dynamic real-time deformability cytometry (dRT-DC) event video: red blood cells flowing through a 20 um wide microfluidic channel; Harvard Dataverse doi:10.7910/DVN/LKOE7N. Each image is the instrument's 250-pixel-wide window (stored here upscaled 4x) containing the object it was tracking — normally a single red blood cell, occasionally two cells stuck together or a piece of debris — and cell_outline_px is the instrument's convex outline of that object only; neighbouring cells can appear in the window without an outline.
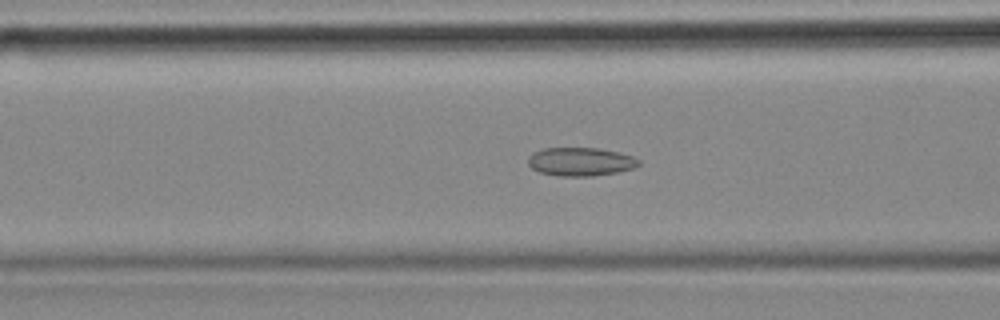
{"species": "common noctule bat (a hibernating species)", "species_latin": "Nyctalus noctula", "temperature_condition": "cold", "stored_images_in_passage": 56, "camera_frame_rate_fps": 3000, "um_per_image_px": 0.085, "animal": {"sex": "female", "body_mass_g": 18.4}, "frame": {"image": 1, "passage_image": 21, "time_ms": 6.667, "image_size_px": [1000, 320], "cell_outline_px": [[640, 164], [632, 168], [616, 172], [592, 176], [560, 176], [540, 172], [532, 168], [528, 164], [528, 156], [532, 152], [544, 148], [596, 148], [620, 152], [632, 156], [640, 160]], "centroid_in_image_um": [49.32, 13.73], "position_along_channel_um": 117.3, "area_um2": 18.32}}
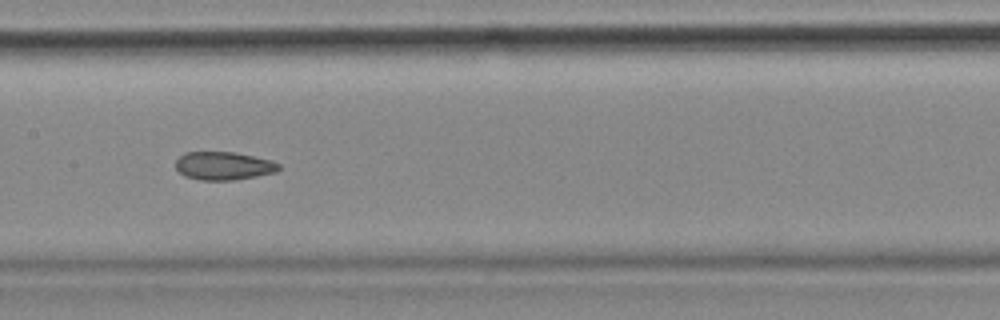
{"frame": {"image": 2, "passage_image": 27, "time_ms": 8.667, "image_size_px": [1000, 320], "cell_outline_px": [[280, 168], [276, 172], [256, 176], [232, 180], [200, 180], [184, 176], [176, 168], [176, 160], [184, 152], [236, 152], [272, 160], [280, 164]], "centroid_in_image_um": [19.01, 14.09], "position_along_channel_um": 188.4, "area_um2": 16.99}}
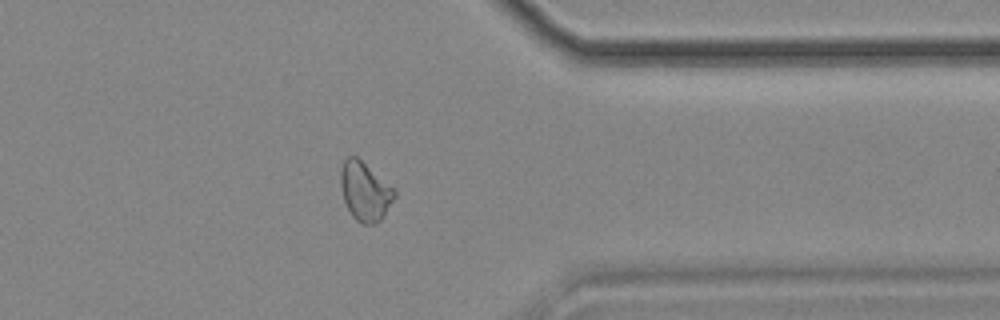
{"frame": {"image": 3, "passage_image": 44, "time_ms": 14.333, "image_size_px": [1000, 320], "cell_outline_px": [[396, 196], [384, 216], [376, 224], [360, 224], [352, 216], [344, 200], [340, 184], [340, 168], [344, 160], [348, 156], [356, 156], [392, 188], [396, 192]], "centroid_in_image_um": [31.0, 16.29], "position_along_channel_um": 380.4, "area_um2": 18.21}, "authors_computed_cell_mechanics": {"area_um2": 18.6694, "velocity_mm_per_s": 3.5668, "shape_relaxation_time_tau1_ms": null, "shape_relaxation_time_tau2_ms": 2.6948, "deformation_change_tau1": null, "deformation_change_tau2": 0.0797}}